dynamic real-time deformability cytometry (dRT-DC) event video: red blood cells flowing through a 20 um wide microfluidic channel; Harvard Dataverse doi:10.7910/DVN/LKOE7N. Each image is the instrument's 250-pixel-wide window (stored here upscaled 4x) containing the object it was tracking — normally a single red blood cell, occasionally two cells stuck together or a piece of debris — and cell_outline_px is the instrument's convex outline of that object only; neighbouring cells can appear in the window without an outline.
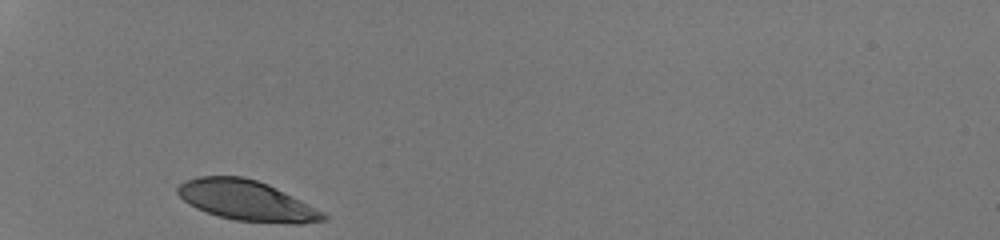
{"species": "human", "species_latin": "Homo sapiens", "temperature_condition": "room temperature", "stored_images_in_passage": 27, "camera_frame_rate_fps": 3000, "um_per_image_px": 0.085, "donor": {"sex": "male"}, "frame": {"image": 1, "passage_image": 1, "time_ms": 0.0, "image_size_px": [1000, 240], "cell_outline_px": [[328, 220], [300, 224], [292, 224], [236, 220], [220, 216], [196, 208], [188, 204], [176, 192], [176, 188], [184, 180], [200, 176], [244, 176], [268, 184], [324, 212], [328, 216]], "centroid_in_image_um": [20.97, 17.05], "position_along_channel_um": 64.0, "area_um2": 34.04}}
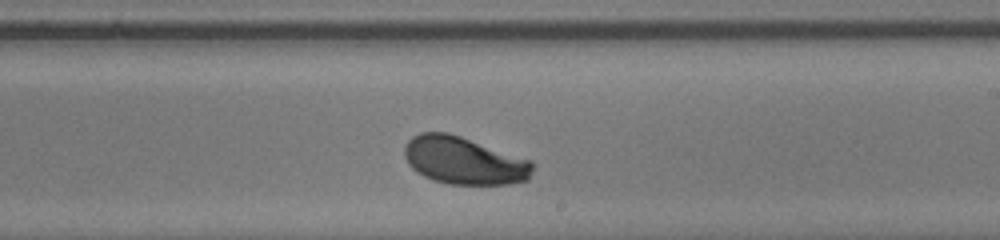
{"frame": {"image": 2, "passage_image": 16, "time_ms": 5.0, "image_size_px": [1000, 240], "cell_outline_px": [[532, 172], [528, 180], [508, 184], [448, 184], [432, 180], [416, 172], [408, 164], [404, 156], [404, 148], [408, 140], [412, 136], [420, 132], [448, 132], [532, 160]], "centroid_in_image_um": [39.41, 13.65], "position_along_channel_um": 249.6, "area_um2": 35.66}}
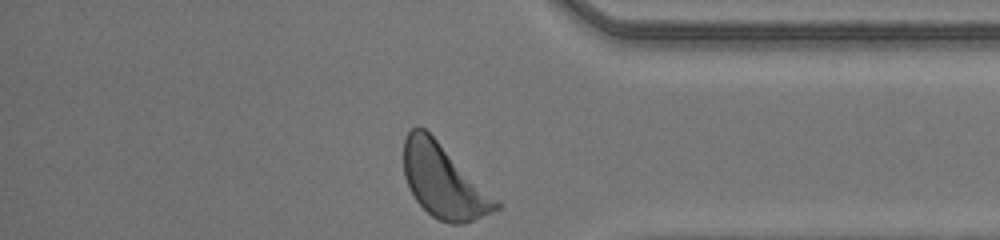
{"frame": {"image": 3, "passage_image": 27, "time_ms": 8.667, "image_size_px": [1000, 240], "cell_outline_px": [[500, 208], [464, 224], [448, 224], [432, 216], [416, 200], [404, 176], [404, 140], [408, 132], [412, 128], [424, 128], [500, 200]], "centroid_in_image_um": [37.73, 15.42], "position_along_channel_um": 397.5, "area_um2": 39.02}, "authors_computed_cell_mechanics": {"area_um2": 35.6048, "velocity_mm_per_s": 4.1818, "shape_relaxation_time_tau1_ms": 1.6399, "shape_relaxation_time_tau2_ms": null, "deformation_change_tau1": 0.1483, "deformation_change_tau2": null}}